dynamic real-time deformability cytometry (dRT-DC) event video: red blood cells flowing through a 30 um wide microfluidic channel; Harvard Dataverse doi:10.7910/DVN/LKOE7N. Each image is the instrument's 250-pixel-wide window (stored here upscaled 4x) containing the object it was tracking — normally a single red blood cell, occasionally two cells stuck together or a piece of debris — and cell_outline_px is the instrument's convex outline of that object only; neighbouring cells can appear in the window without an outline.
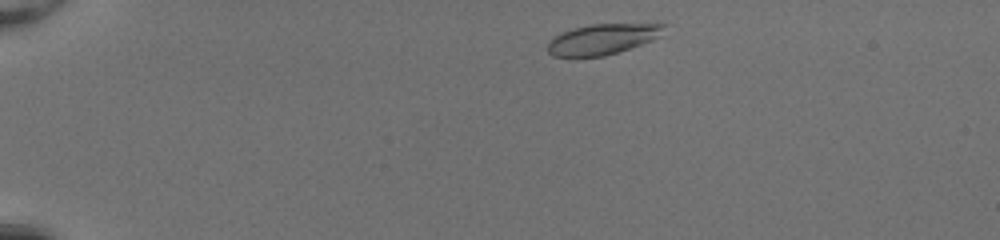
{"species": "common noctule bat (a hibernating species)", "species_latin": "Nyctalus noctula", "temperature_condition": "room temperature", "stored_images_in_passage": 42, "camera_frame_rate_fps": 3000, "um_per_image_px": 0.085, "animal": {"sex": "female", "body_mass_g": 20.0, "forearm_length_mm": 54.0}, "frame": {"image": 1, "passage_image": 2, "time_ms": 0.333, "image_size_px": [1000, 240], "cell_outline_px": [[668, 24], [660, 36], [652, 40], [604, 56], [552, 56], [548, 52], [548, 40], [560, 32], [572, 28], [592, 24]], "centroid_in_image_um": [51.18, 3.31], "position_along_channel_um": 33.8, "area_um2": 20.52}}
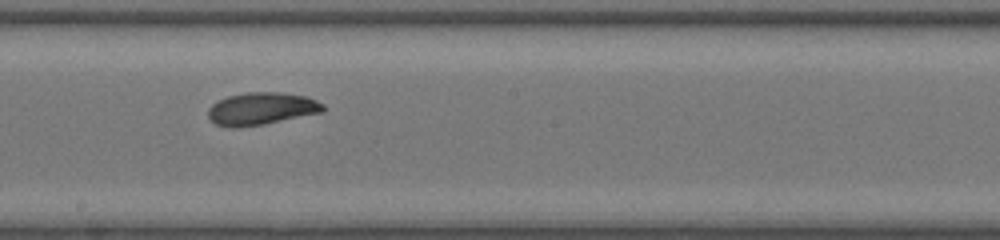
{"frame": {"image": 2, "passage_image": 22, "time_ms": 7.0, "image_size_px": [1000, 240], "cell_outline_px": [[324, 112], [264, 124], [236, 128], [228, 128], [216, 124], [208, 116], [208, 108], [212, 104], [228, 96], [248, 92], [280, 92], [308, 96], [324, 104]], "centroid_in_image_um": [22.24, 9.24], "position_along_channel_um": 226.0, "area_um2": 21.85}}
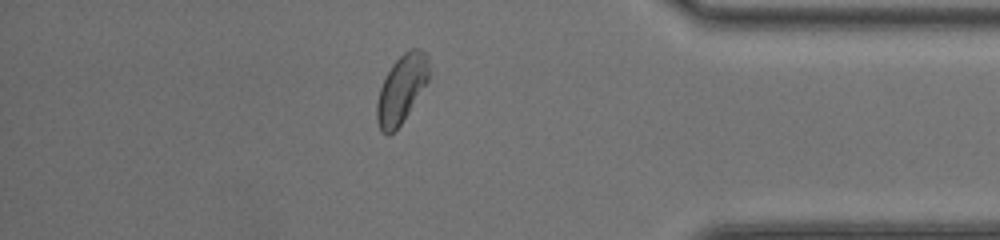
{"frame": {"image": 3, "passage_image": 36, "time_ms": 11.667, "image_size_px": [1000, 240], "cell_outline_px": [[428, 80], [408, 112], [400, 124], [388, 136], [380, 132], [376, 120], [376, 104], [380, 88], [392, 64], [404, 52], [412, 48], [420, 48], [428, 52]], "centroid_in_image_um": [34.11, 7.55], "position_along_channel_um": 401.1, "area_um2": 20.4}, "authors_computed_cell_mechanics": {"area_um2": 21.386, "velocity_mm_per_s": 4.1876, "shape_relaxation_time_tau1_ms": 4.943, "shape_relaxation_time_tau2_ms": 2.9084, "deformation_change_tau1": 0.16, "deformation_change_tau2": 0.072}}